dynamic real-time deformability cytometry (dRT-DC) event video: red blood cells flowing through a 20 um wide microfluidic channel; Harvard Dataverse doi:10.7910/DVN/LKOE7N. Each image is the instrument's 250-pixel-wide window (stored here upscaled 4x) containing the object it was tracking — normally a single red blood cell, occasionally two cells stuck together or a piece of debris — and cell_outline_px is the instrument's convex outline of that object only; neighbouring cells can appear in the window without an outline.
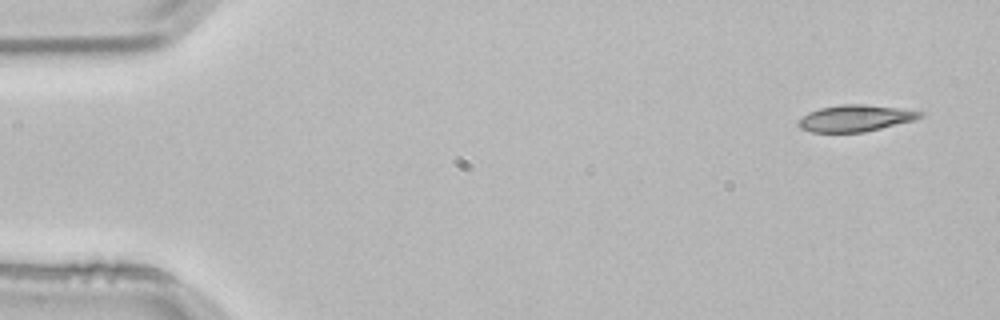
{"species": "common noctule bat (a hibernating species)", "species_latin": "Nyctalus noctula", "temperature_condition": "room temperature", "stored_images_in_passage": 5, "camera_frame_rate_fps": 3000, "um_per_image_px": 0.085, "animal": {"sex": "male", "body_mass_g": 21.5, "forearm_length_mm": 52.0}, "frame": {"image": 1, "passage_image": 1, "time_ms": 0.0, "image_size_px": [1000, 320], "cell_outline_px": [[924, 116], [916, 120], [864, 132], [812, 132], [800, 128], [796, 124], [808, 112], [820, 108], [844, 104], [864, 104], [896, 108], [924, 112]], "centroid_in_image_um": [72.72, 10.05], "position_along_channel_um": 12.3, "area_um2": 18.73}}
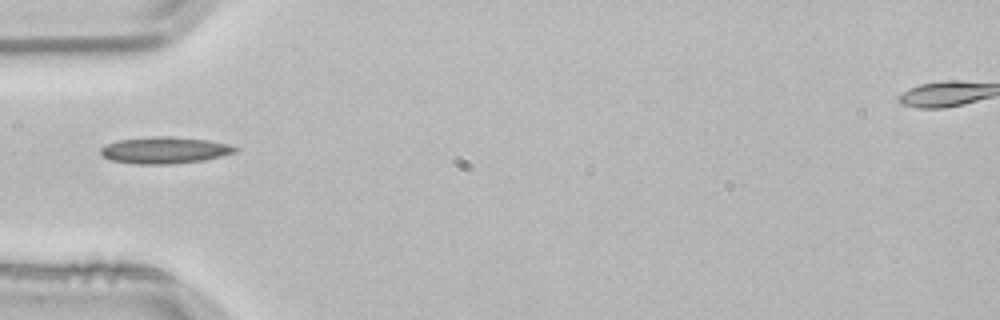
{"frame": {"image": 2, "passage_image": 4, "time_ms": 1.0, "image_size_px": [1000, 320], "cell_outline_px": [[240, 148], [236, 152], [204, 160], [172, 164], [136, 164], [112, 160], [100, 156], [100, 148], [116, 140], [152, 136], [168, 136], [208, 140], [228, 144]], "centroid_in_image_um": [13.98, 12.76], "position_along_channel_um": 71.0, "area_um2": 20.98}}